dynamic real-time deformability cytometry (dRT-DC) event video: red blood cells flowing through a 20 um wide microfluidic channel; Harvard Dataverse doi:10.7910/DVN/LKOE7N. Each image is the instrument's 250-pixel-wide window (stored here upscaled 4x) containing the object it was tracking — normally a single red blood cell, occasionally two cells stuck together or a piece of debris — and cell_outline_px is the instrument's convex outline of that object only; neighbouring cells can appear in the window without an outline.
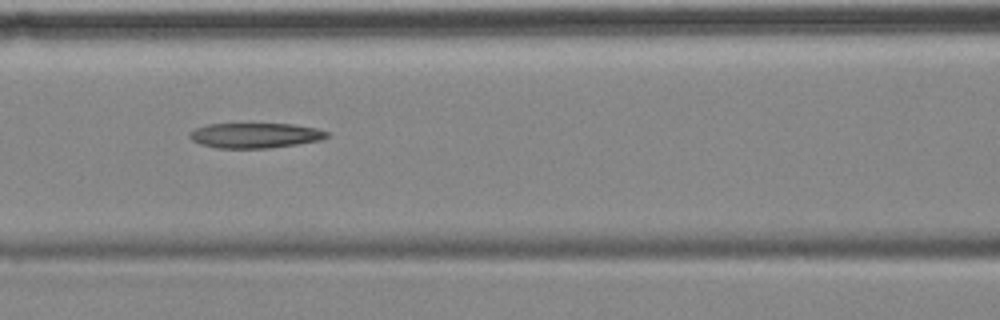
{"species": "common noctule bat (a hibernating species)", "species_latin": "Nyctalus noctula", "temperature_condition": "cold", "stored_images_in_passage": 12, "camera_frame_rate_fps": 3000, "um_per_image_px": 0.085, "animal": {"sex": "female", "body_mass_g": 18.4}, "frame": {"image": 1, "passage_image": 6, "time_ms": 7.333, "image_size_px": [1000, 320], "cell_outline_px": [[332, 136], [320, 140], [296, 144], [268, 148], [216, 148], [200, 144], [192, 140], [188, 136], [196, 128], [208, 124], [292, 124], [316, 128], [328, 132]], "centroid_in_image_um": [21.71, 11.51], "position_along_channel_um": 144.9, "area_um2": 20.0}}
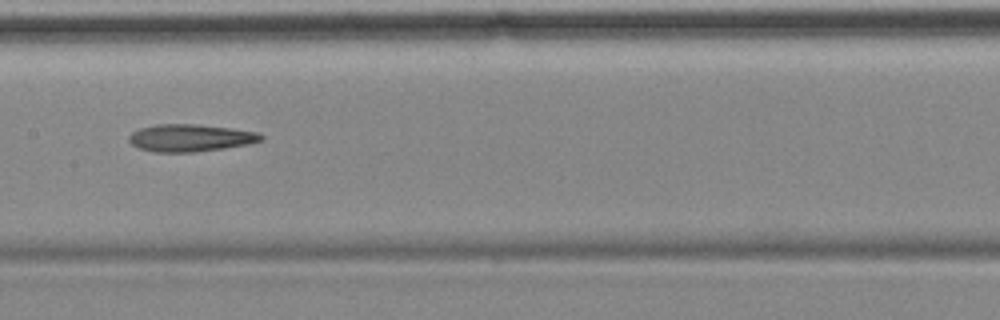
{"frame": {"image": 2, "passage_image": 7, "time_ms": 8.667, "image_size_px": [1000, 320], "cell_outline_px": [[264, 140], [248, 144], [224, 148], [192, 152], [156, 152], [140, 148], [132, 144], [128, 140], [128, 136], [132, 132], [140, 128], [156, 124], [196, 124], [232, 128], [260, 132], [264, 136]], "centroid_in_image_um": [16.21, 11.71], "position_along_channel_um": 191.2, "area_um2": 21.1}}
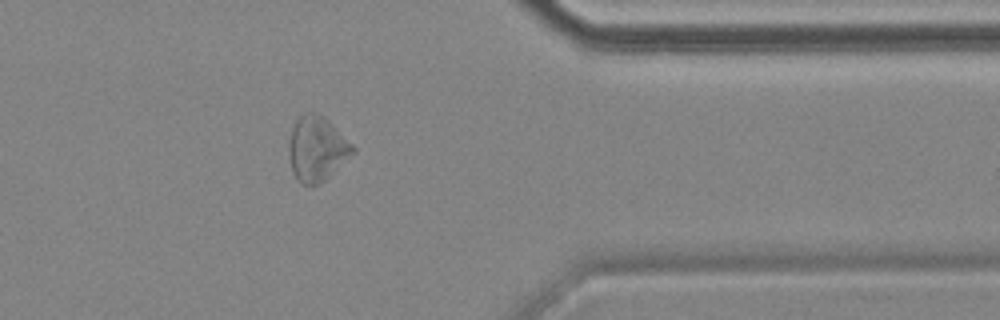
{"frame": {"image": 3, "passage_image": 12, "time_ms": 14.667, "image_size_px": [1000, 320], "cell_outline_px": [[356, 152], [320, 184], [300, 184], [296, 180], [292, 172], [288, 156], [288, 144], [292, 128], [296, 120], [304, 112], [316, 112], [324, 116], [356, 148]], "centroid_in_image_um": [26.91, 12.65], "position_along_channel_um": 384.5, "area_um2": 24.33}}